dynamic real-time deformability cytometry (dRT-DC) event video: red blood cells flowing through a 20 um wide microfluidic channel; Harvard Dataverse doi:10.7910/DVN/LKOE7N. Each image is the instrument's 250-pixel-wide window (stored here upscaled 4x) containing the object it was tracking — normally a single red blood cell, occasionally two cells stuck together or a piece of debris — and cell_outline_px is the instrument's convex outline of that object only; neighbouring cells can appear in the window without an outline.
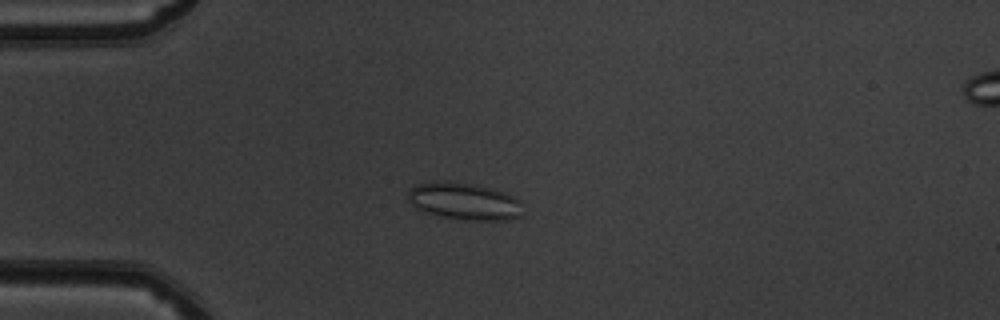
{"species": "common noctule bat (a hibernating species)", "species_latin": "Nyctalus noctula", "temperature_condition": "warm", "stored_images_in_passage": 49, "camera_frame_rate_fps": 3000, "um_per_image_px": 0.085, "animal": {"sex": "male", "body_mass_g": 19.5, "forearm_length_mm": 54.6}, "frame": {"image": 1, "passage_image": 12, "time_ms": 3.667, "image_size_px": [1000, 320], "cell_outline_px": [[524, 216], [508, 220], [460, 220], [424, 212], [416, 208], [408, 200], [408, 192], [416, 184], [468, 184], [488, 188], [504, 192], [520, 200]], "centroid_in_image_um": [39.54, 17.18], "position_along_channel_um": 45.5, "area_um2": 24.1}}
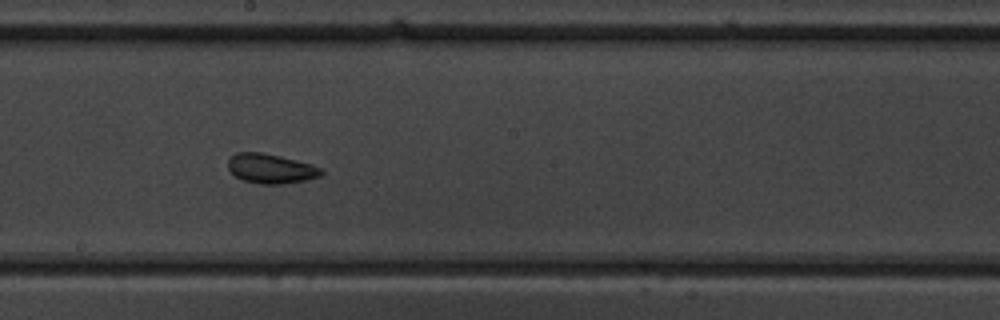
{"frame": {"image": 2, "passage_image": 27, "time_ms": 8.667, "image_size_px": [1000, 320], "cell_outline_px": [[324, 172], [320, 176], [304, 180], [284, 184], [260, 184], [244, 180], [236, 176], [228, 168], [228, 156], [236, 152], [260, 152], [280, 156], [312, 164], [324, 168]], "centroid_in_image_um": [23.03, 14.32], "position_along_channel_um": 225.2, "area_um2": 16.18}}
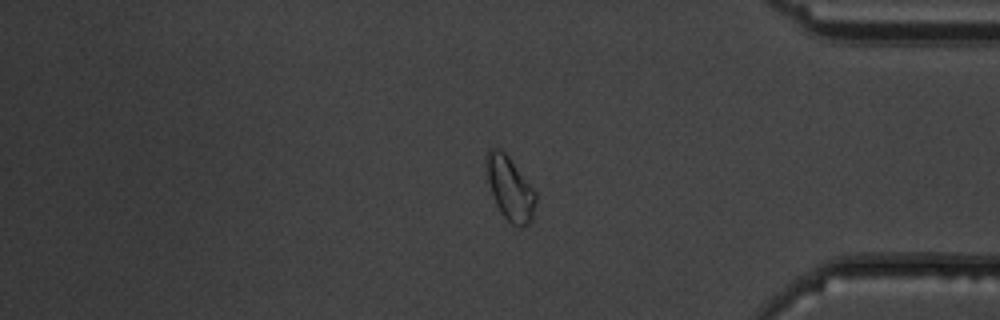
{"frame": {"image": 3, "passage_image": 41, "time_ms": 13.333, "image_size_px": [1000, 320], "cell_outline_px": [[536, 204], [532, 220], [528, 224], [512, 224], [500, 212], [492, 196], [488, 180], [488, 148], [500, 148], [508, 156], [536, 192]], "centroid_in_image_um": [43.37, 16.03], "position_along_channel_um": 391.8, "area_um2": 17.74}, "authors_computed_cell_mechanics": {"area_um2": 17.5712, "velocity_mm_per_s": 4.0182, "shape_relaxation_time_tau1_ms": null, "shape_relaxation_time_tau2_ms": 1.6952, "deformation_change_tau1": null, "deformation_change_tau2": 0.0772}}